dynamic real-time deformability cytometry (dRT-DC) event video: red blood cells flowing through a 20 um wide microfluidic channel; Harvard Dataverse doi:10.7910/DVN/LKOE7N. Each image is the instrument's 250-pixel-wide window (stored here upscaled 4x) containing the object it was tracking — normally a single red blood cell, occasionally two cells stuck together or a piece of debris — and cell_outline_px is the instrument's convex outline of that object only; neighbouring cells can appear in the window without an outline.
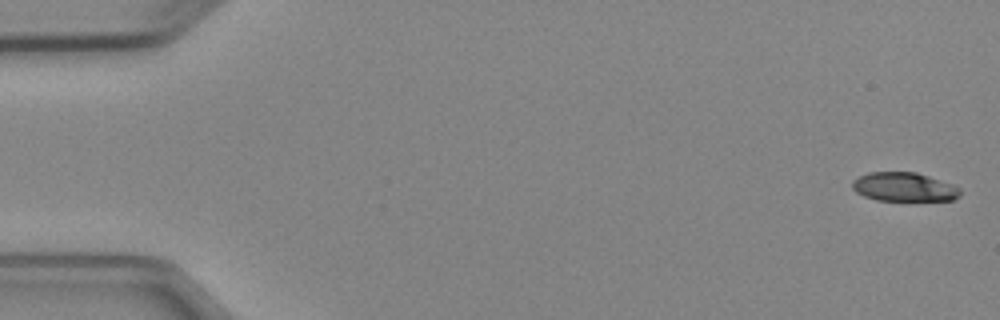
{"species": "Egyptian fruit bat (a non-hibernating species)", "species_latin": "Rousettus aegyptiacus", "temperature_condition": "cold", "stored_images_in_passage": 5, "camera_frame_rate_fps": 3000, "um_per_image_px": 0.085, "animal": {"sex": "female"}, "frame": {"image": 1, "passage_image": 1, "time_ms": 0.0, "image_size_px": [1000, 320], "cell_outline_px": [[960, 196], [952, 200], [876, 200], [864, 196], [856, 192], [852, 188], [852, 180], [868, 172], [916, 172], [952, 184], [960, 188]], "centroid_in_image_um": [76.83, 15.89], "position_along_channel_um": 8.2, "area_um2": 18.09}}
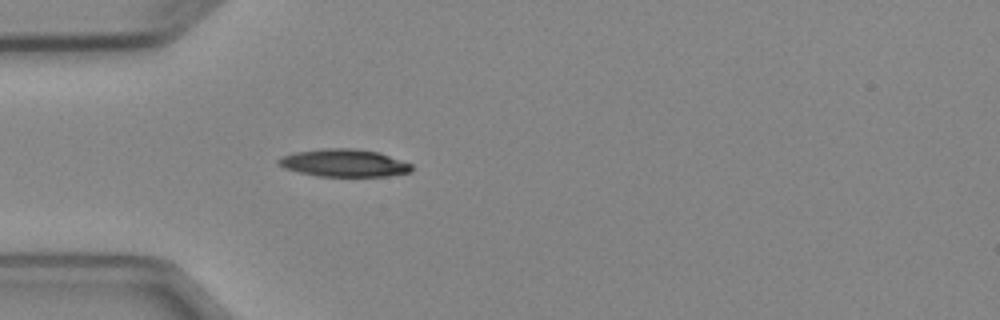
{"frame": {"image": 2, "passage_image": 5, "time_ms": 4.667, "image_size_px": [1000, 320], "cell_outline_px": [[412, 172], [388, 176], [320, 176], [300, 172], [284, 168], [276, 160], [280, 156], [296, 152], [324, 148], [352, 148], [380, 152], [412, 164]], "centroid_in_image_um": [29.27, 13.84], "position_along_channel_um": 55.7, "area_um2": 21.39}}